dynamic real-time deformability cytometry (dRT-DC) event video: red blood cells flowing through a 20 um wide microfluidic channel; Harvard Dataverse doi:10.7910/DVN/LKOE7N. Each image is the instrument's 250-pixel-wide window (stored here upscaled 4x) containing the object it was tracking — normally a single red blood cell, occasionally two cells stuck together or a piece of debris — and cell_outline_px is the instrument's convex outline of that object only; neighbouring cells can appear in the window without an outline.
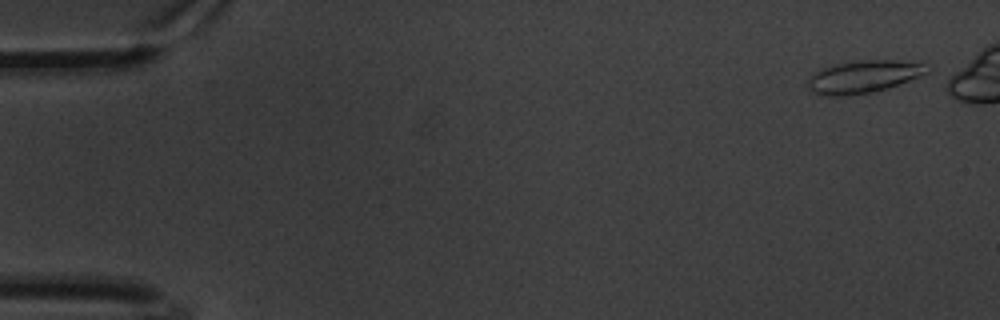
{"species": "common noctule bat (a hibernating species)", "species_latin": "Nyctalus noctula", "temperature_condition": "warm", "stored_images_in_passage": 45, "camera_frame_rate_fps": 3000, "um_per_image_px": 0.085, "animal": {"sex": "male", "body_mass_g": 20.1, "forearm_length_mm": 53.5}, "frame": {"image": 1, "passage_image": 1, "time_ms": 0.0, "image_size_px": [1000, 320], "cell_outline_px": [[932, 68], [928, 72], [888, 88], [876, 92], [844, 96], [824, 96], [812, 92], [808, 88], [808, 76], [812, 72], [820, 68], [848, 60], [896, 60], [920, 64]], "centroid_in_image_um": [73.3, 6.52], "position_along_channel_um": 11.7, "area_um2": 22.89}}
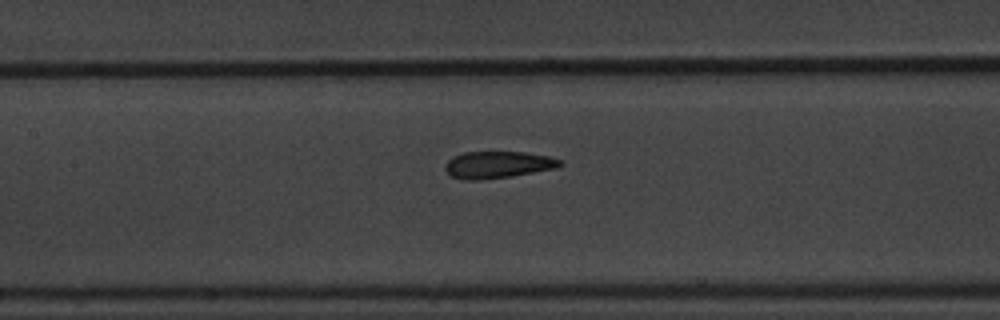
{"frame": {"image": 2, "passage_image": 27, "time_ms": 8.667, "image_size_px": [1000, 320], "cell_outline_px": [[564, 164], [556, 168], [512, 176], [480, 180], [464, 180], [452, 176], [444, 168], [448, 160], [452, 156], [464, 152], [524, 152], [548, 156], [560, 160]], "centroid_in_image_um": [42.31, 14.0], "position_along_channel_um": 165.1, "area_um2": 17.98}}
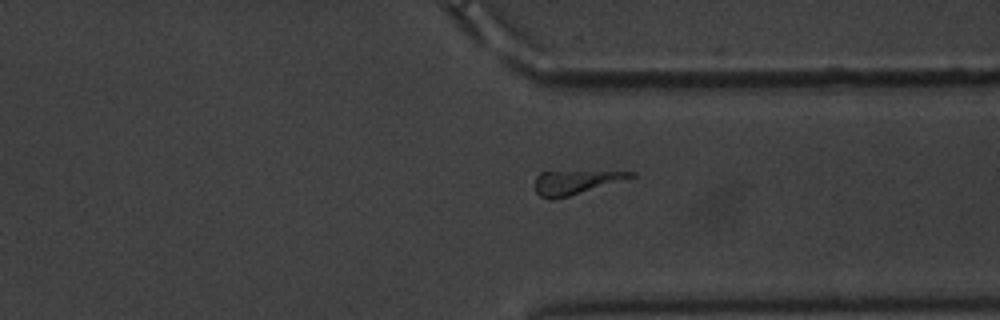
{"frame": {"image": 3, "passage_image": 45, "time_ms": 14.667, "image_size_px": [1000, 320], "cell_outline_px": [[636, 176], [556, 200], [548, 200], [540, 196], [536, 192], [536, 176], [540, 172], [636, 172]], "centroid_in_image_um": [48.85, 15.52], "position_along_channel_um": 362.5, "area_um2": 12.95}}